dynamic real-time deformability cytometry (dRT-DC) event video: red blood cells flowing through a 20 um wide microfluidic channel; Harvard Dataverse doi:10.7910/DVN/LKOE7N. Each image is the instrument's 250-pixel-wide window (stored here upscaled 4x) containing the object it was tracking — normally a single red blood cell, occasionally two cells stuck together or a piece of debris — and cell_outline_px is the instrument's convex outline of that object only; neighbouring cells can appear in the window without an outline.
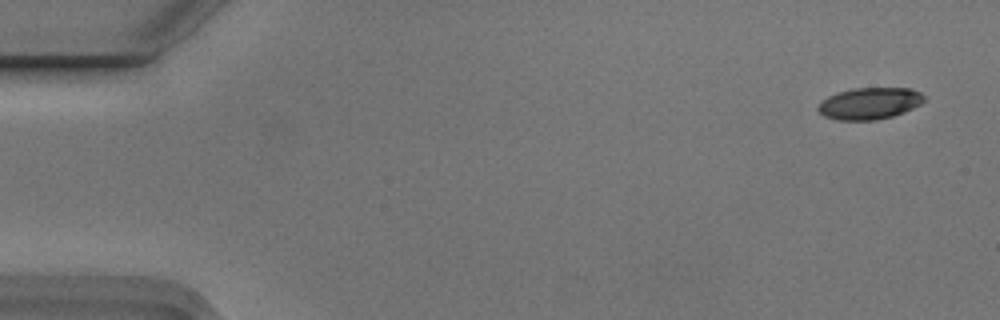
{"species": "Egyptian fruit bat (a non-hibernating species)", "species_latin": "Rousettus aegyptiacus", "temperature_condition": "cold", "stored_images_in_passage": 4, "camera_frame_rate_fps": 3000, "um_per_image_px": 0.085, "animal": {"sex": "male"}, "frame": {"image": 1, "passage_image": 1, "time_ms": 0.0, "image_size_px": [1000, 320], "cell_outline_px": [[924, 100], [920, 104], [904, 112], [892, 116], [876, 120], [836, 120], [824, 116], [816, 108], [820, 100], [836, 92], [852, 88], [908, 88], [920, 92], [924, 96]], "centroid_in_image_um": [73.86, 8.79], "position_along_channel_um": 11.1, "area_um2": 19.71}}